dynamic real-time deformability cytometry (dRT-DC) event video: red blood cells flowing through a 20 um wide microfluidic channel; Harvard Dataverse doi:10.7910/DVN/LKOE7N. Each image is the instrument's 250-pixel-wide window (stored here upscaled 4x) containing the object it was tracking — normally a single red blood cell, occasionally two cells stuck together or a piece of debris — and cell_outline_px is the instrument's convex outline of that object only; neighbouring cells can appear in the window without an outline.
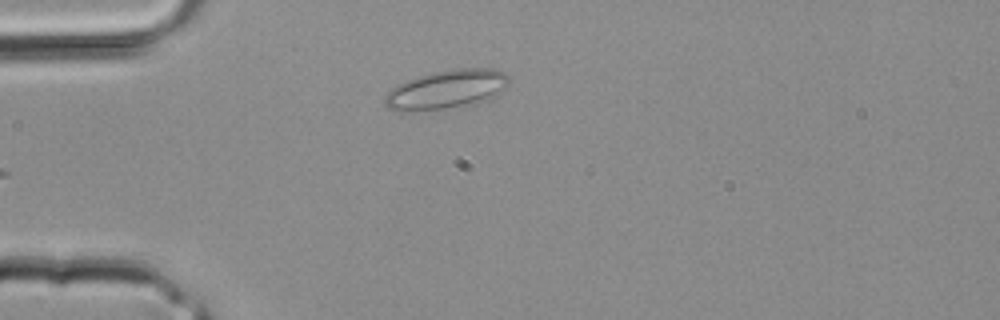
{"species": "common noctule bat (a hibernating species)", "species_latin": "Nyctalus noctula", "temperature_condition": "room temperature", "stored_images_in_passage": 2, "camera_frame_rate_fps": 3000, "um_per_image_px": 0.085, "animal": {"sex": "male", "body_mass_g": 20.4}, "frame": {"image": 1, "passage_image": 2, "time_ms": 0.333, "image_size_px": [1000, 320], "cell_outline_px": [[508, 84], [504, 88], [492, 96], [484, 100], [444, 108], [408, 112], [400, 112], [388, 108], [384, 104], [384, 96], [392, 88], [408, 80], [420, 76], [452, 68], [492, 68], [504, 72], [508, 76]], "centroid_in_image_um": [37.9, 7.59], "position_along_channel_um": 47.1, "area_um2": 27.57}}